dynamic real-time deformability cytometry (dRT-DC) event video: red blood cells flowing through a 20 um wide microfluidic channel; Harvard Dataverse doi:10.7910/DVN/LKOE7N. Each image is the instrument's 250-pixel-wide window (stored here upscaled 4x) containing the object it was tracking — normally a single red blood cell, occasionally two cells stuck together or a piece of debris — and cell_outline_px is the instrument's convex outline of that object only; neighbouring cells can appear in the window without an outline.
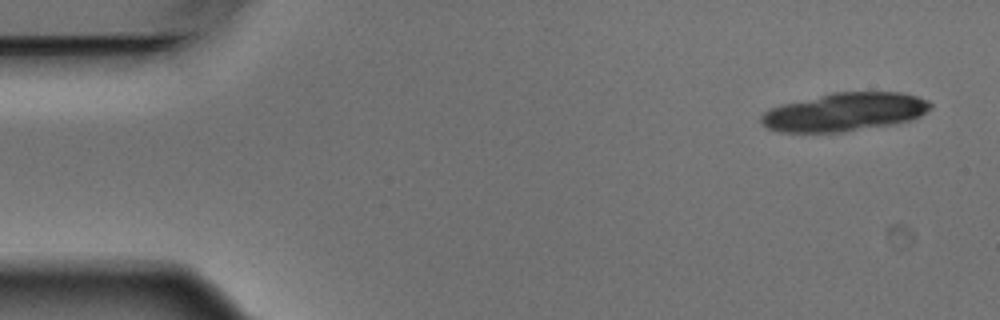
{"species": "Egyptian fruit bat (a non-hibernating species)", "species_latin": "Rousettus aegyptiacus", "temperature_condition": "warm", "stored_images_in_passage": 5, "camera_frame_rate_fps": 3000, "um_per_image_px": 0.085, "animal": {"sex": "male"}, "frame": {"image": 1, "passage_image": 1, "time_ms": 0.0, "image_size_px": [1000, 320], "cell_outline_px": [[932, 108], [920, 116], [912, 120], [892, 124], [844, 132], [780, 132], [768, 128], [760, 120], [760, 116], [768, 108], [780, 104], [832, 92], [900, 92], [916, 96], [928, 100], [932, 104]], "centroid_in_image_um": [71.79, 9.51], "position_along_channel_um": 13.2, "area_um2": 38.03}}